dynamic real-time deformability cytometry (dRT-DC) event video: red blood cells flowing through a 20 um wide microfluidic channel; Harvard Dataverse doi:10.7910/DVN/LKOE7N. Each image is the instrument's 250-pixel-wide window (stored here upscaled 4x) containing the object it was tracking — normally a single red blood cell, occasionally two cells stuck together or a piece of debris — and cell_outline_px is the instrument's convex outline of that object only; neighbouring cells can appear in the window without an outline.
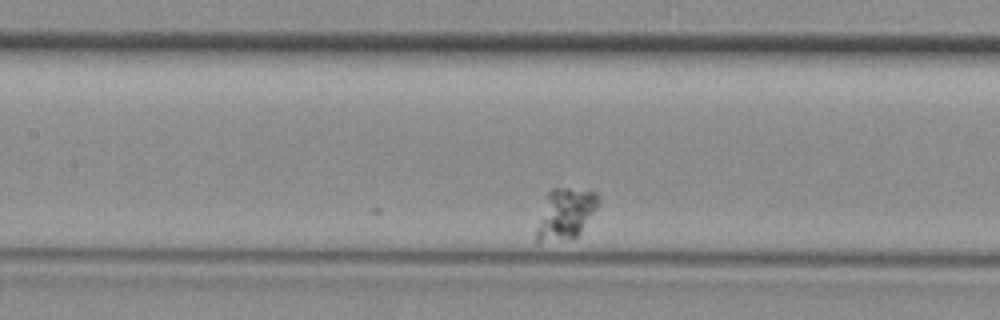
{"species": "common noctule bat (a hibernating species)", "species_latin": "Nyctalus noctula", "temperature_condition": "room temperature", "stored_images_in_passage": 14, "camera_frame_rate_fps": 3000, "um_per_image_px": 0.085, "animal": {"sex": "female", "body_mass_g": 29.2, "forearm_length_mm": 56.3}, "frame": {"image": 1, "passage_image": 14, "time_ms": 4.333, "image_size_px": [1000, 320], "cell_outline_px": [[596, 208], [580, 232], [576, 236], [536, 244], [536, 228], [548, 192], [552, 188], [568, 188], [596, 192]], "centroid_in_image_um": [48.0, 18.18], "position_along_channel_um": 159.4, "area_um2": 17.69}}